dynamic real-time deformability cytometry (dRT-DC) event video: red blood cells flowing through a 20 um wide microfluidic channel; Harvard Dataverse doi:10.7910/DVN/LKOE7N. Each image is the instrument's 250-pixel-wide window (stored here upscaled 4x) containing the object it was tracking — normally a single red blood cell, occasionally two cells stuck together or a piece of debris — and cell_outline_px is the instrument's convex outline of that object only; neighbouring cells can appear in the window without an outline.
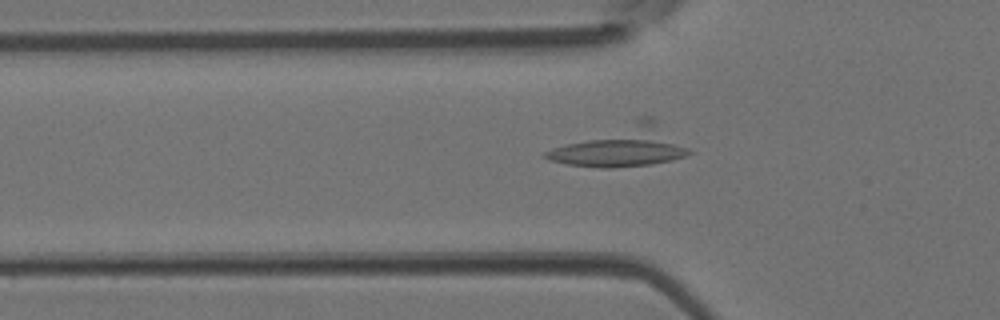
{"species": "Egyptian fruit bat (a non-hibernating species)", "species_latin": "Rousettus aegyptiacus", "temperature_condition": "room temperature", "stored_images_in_passage": 38, "camera_frame_rate_fps": 3000, "um_per_image_px": 0.085, "animal": {"sex": "female"}, "frame": {"image": 1, "passage_image": 15, "time_ms": 4.667, "image_size_px": [1000, 320], "cell_outline_px": [[692, 152], [684, 156], [672, 160], [652, 164], [612, 168], [600, 168], [568, 164], [552, 160], [540, 156], [544, 152], [552, 148], [640, 116], [652, 116], [688, 148]], "centroid_in_image_um": [52.86, 12.43], "position_along_channel_um": 72.9, "area_um2": 33.58}}
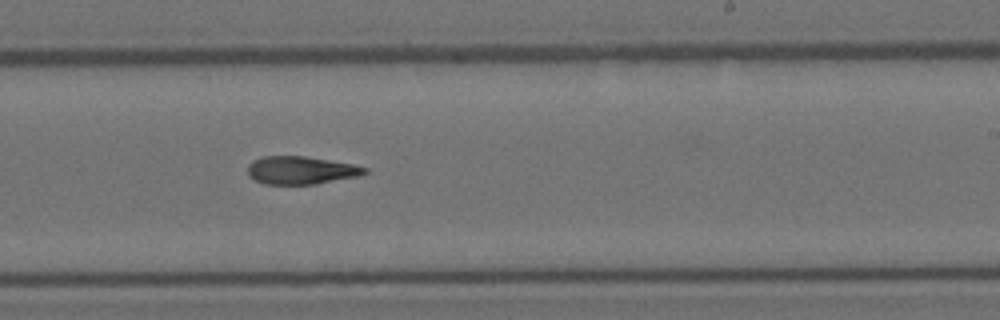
{"frame": {"image": 2, "passage_image": 28, "time_ms": 9.0, "image_size_px": [1000, 320], "cell_outline_px": [[368, 172], [360, 176], [316, 184], [264, 184], [248, 176], [248, 164], [252, 160], [264, 156], [304, 156], [352, 164], [368, 168]], "centroid_in_image_um": [25.58, 14.47], "position_along_channel_um": 263.4, "area_um2": 19.07}}
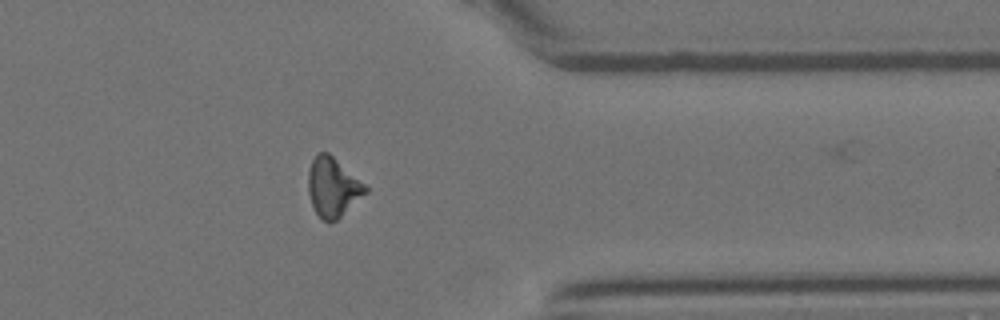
{"frame": {"image": 3, "passage_image": 37, "time_ms": 12.0, "image_size_px": [1000, 320], "cell_outline_px": [[368, 192], [336, 220], [328, 224], [320, 220], [312, 204], [308, 192], [308, 172], [312, 160], [316, 152], [328, 152], [364, 184], [368, 188]], "centroid_in_image_um": [28.27, 15.93], "position_along_channel_um": 383.1, "area_um2": 19.71}}